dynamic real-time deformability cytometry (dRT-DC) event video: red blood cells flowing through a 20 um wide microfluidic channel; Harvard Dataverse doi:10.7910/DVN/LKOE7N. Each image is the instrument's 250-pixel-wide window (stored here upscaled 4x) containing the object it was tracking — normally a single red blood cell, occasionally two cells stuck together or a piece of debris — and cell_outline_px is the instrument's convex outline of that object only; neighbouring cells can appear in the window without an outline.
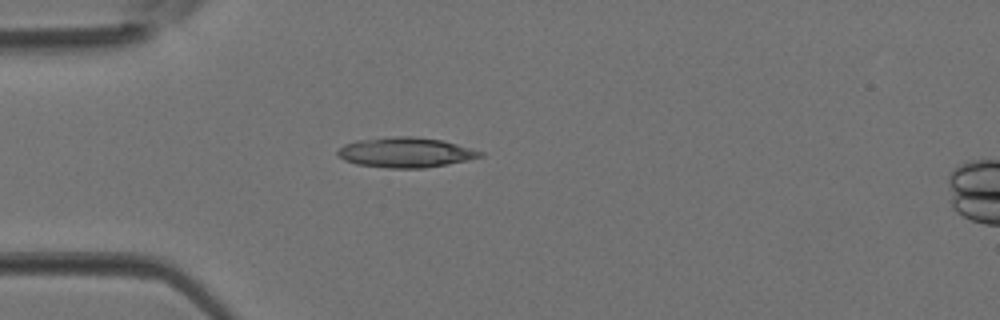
{"species": "Egyptian fruit bat (a non-hibernating species)", "species_latin": "Rousettus aegyptiacus", "temperature_condition": "room temperature", "stored_images_in_passage": 3, "camera_frame_rate_fps": 3000, "um_per_image_px": 0.085, "animal": {"sex": "female"}, "frame": {"image": 1, "passage_image": 2, "time_ms": 0.333, "image_size_px": [1000, 320], "cell_outline_px": [[484, 156], [468, 160], [424, 168], [388, 168], [356, 164], [344, 160], [336, 152], [344, 144], [356, 140], [396, 136], [412, 136], [440, 140], [456, 144], [484, 152]], "centroid_in_image_um": [34.46, 12.96], "position_along_channel_um": 50.5, "area_um2": 24.8}}